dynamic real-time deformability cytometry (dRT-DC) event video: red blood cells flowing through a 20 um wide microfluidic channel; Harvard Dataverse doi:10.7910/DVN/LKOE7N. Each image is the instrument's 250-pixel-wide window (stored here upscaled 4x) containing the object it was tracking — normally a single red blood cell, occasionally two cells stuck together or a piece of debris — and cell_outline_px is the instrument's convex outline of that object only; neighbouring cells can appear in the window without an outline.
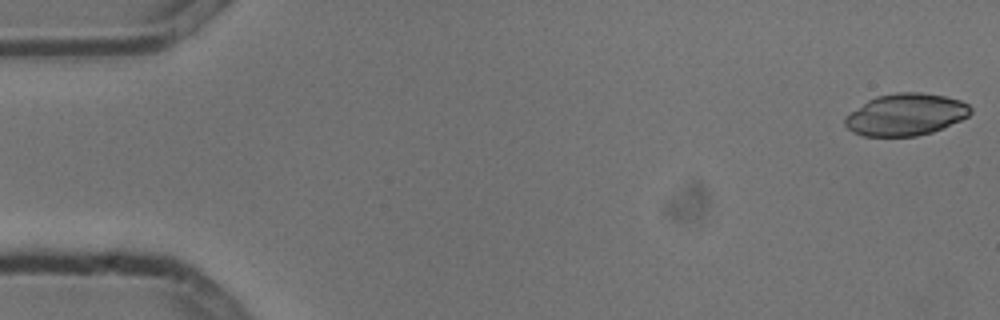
{"species": "common noctule bat (a hibernating species)", "species_latin": "Nyctalus noctula", "temperature_condition": "cold", "stored_images_in_passage": 5, "camera_frame_rate_fps": 3000, "um_per_image_px": 0.085, "animal": {"sex": "male", "body_mass_g": 13.3}, "frame": {"image": 1, "passage_image": 1, "time_ms": 0.0, "image_size_px": [1000, 320], "cell_outline_px": [[972, 112], [968, 116], [960, 120], [932, 132], [916, 136], [864, 136], [852, 132], [844, 124], [844, 116], [868, 100], [876, 96], [896, 92], [924, 92], [944, 96], [960, 100], [968, 104], [972, 108]], "centroid_in_image_um": [76.97, 9.73], "position_along_channel_um": 8.0, "area_um2": 30.75}}